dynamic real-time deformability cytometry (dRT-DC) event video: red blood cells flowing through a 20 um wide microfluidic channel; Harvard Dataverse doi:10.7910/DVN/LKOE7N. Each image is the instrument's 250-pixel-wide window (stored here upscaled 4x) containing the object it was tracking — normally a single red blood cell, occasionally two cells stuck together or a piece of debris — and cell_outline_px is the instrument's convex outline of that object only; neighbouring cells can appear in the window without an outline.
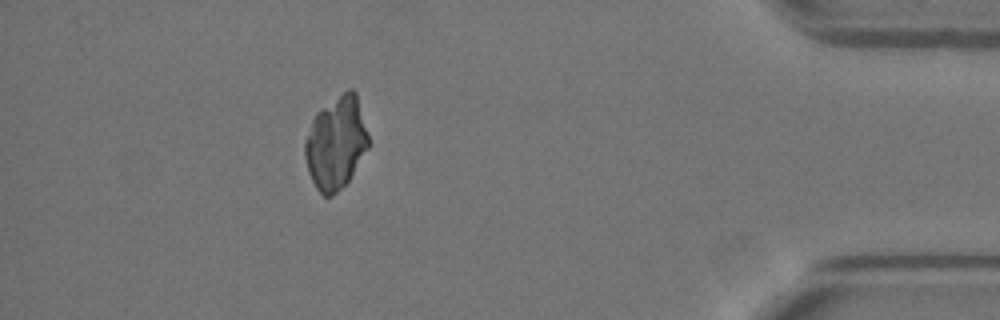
{"species": "Egyptian fruit bat (a non-hibernating species)", "species_latin": "Rousettus aegyptiacus", "temperature_condition": "warm", "stored_images_in_passage": 50, "camera_frame_rate_fps": 3000, "um_per_image_px": 0.085, "animal": {"sex": "female"}, "frame": {"image": 1, "passage_image": 45, "time_ms": 14.667, "image_size_px": [1000, 320], "cell_outline_px": [[368, 148], [348, 180], [332, 196], [324, 196], [316, 188], [308, 172], [304, 156], [304, 140], [312, 120], [316, 112], [348, 88], [352, 88], [356, 92], [368, 136]], "centroid_in_image_um": [28.53, 12.13], "position_along_channel_um": 406.7, "area_um2": 33.99}}